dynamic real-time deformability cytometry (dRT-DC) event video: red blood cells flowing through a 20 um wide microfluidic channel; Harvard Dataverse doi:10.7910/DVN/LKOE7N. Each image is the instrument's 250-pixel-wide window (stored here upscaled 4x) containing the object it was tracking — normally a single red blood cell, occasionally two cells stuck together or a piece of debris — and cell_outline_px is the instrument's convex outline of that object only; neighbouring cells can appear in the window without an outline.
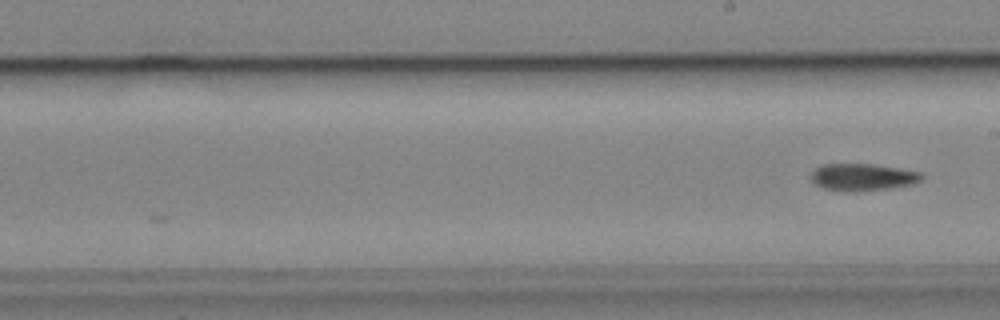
{"species": "common noctule bat (a hibernating species)", "species_latin": "Nyctalus noctula", "temperature_condition": "cold", "stored_images_in_passage": 7, "camera_frame_rate_fps": 3000, "um_per_image_px": 0.085, "animal": {"sex": "male", "body_mass_g": 19.2, "forearm_length_mm": 51.8}, "frame": {"image": 1, "passage_image": 7, "time_ms": 7.0, "image_size_px": [1000, 320], "cell_outline_px": [[924, 176], [916, 184], [860, 192], [844, 192], [824, 188], [816, 184], [812, 180], [812, 172], [816, 168], [824, 164], [872, 164], [920, 172]], "centroid_in_image_um": [73.34, 15.07], "position_along_channel_um": 215.7, "area_um2": 17.46}}